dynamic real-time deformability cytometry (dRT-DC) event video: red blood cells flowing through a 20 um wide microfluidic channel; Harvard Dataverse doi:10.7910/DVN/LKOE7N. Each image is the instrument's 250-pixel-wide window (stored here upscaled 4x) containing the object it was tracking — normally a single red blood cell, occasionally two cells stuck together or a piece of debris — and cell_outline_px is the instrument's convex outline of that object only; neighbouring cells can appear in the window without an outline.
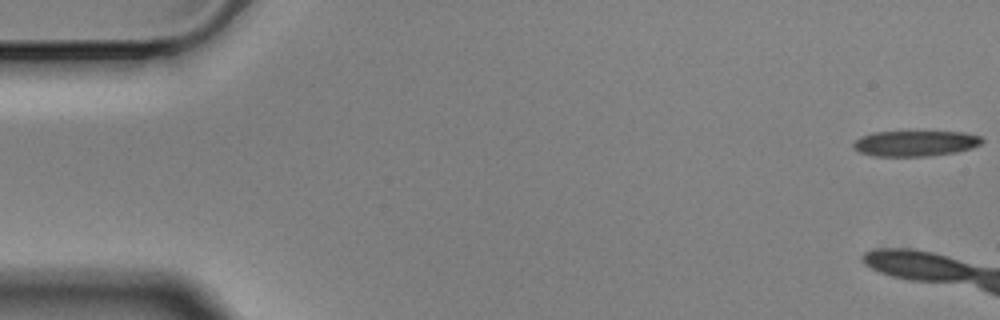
{"species": "Egyptian fruit bat (a non-hibernating species)", "species_latin": "Rousettus aegyptiacus", "temperature_condition": "cold", "stored_images_in_passage": 8, "camera_frame_rate_fps": 3000, "um_per_image_px": 0.085, "animal": {"sex": "male"}, "frame": {"image": 1, "passage_image": 1, "time_ms": 0.0, "image_size_px": [1000, 320], "cell_outline_px": [[984, 140], [980, 144], [972, 148], [956, 152], [928, 156], [872, 156], [860, 152], [852, 148], [852, 144], [860, 136], [872, 132], [964, 132], [980, 136]], "centroid_in_image_um": [77.77, 12.19], "position_along_channel_um": 7.2, "area_um2": 19.25}}